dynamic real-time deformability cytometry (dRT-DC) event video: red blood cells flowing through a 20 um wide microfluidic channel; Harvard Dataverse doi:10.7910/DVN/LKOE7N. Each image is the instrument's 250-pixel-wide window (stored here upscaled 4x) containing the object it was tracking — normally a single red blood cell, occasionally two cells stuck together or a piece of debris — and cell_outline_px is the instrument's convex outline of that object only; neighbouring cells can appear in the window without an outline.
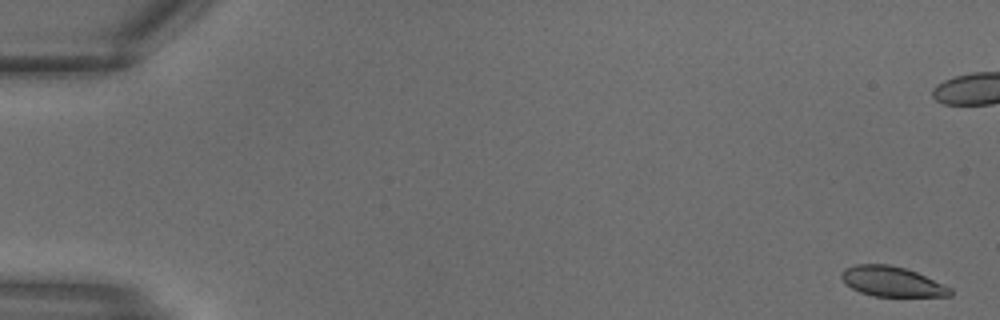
{"species": "common noctule bat (a hibernating species)", "species_latin": "Nyctalus noctula", "temperature_condition": "warm", "stored_images_in_passage": 31, "camera_frame_rate_fps": 3000, "um_per_image_px": 0.085, "animal": {"sex": "male", "body_mass_g": 18.8}, "frame": {"image": 1, "passage_image": 1, "time_ms": 0.0, "image_size_px": [1000, 320], "cell_outline_px": [[952, 296], [872, 296], [860, 292], [852, 288], [840, 276], [840, 272], [844, 268], [856, 264], [888, 264], [904, 268], [916, 272], [952, 288]], "centroid_in_image_um": [75.8, 23.93], "position_along_channel_um": 9.2, "area_um2": 18.9}}